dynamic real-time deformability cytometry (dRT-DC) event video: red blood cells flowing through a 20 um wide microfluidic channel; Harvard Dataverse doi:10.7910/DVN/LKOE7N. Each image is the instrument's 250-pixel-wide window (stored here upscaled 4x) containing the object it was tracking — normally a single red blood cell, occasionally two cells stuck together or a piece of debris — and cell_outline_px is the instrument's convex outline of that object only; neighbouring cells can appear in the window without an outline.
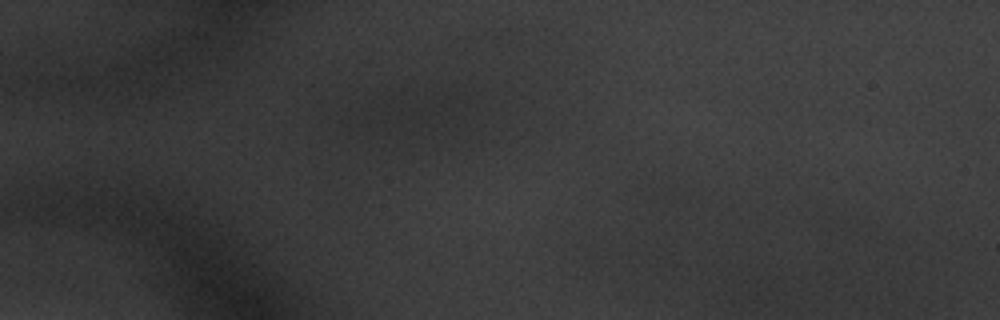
{"species": "common noctule bat (a hibernating species)", "species_latin": "Nyctalus noctula", "temperature_condition": "warm", "stored_images_in_passage": 3, "camera_frame_rate_fps": 3000, "um_per_image_px": 0.085, "animal": {"sex": "male", "body_mass_g": 20.1, "forearm_length_mm": 53.5}, "frame": {"image": 1, "passage_image": 1, "time_ms": 0.0, "image_size_px": [1000, 320], "cell_outline_px": [[776, 280], [764, 300], [724, 300], [712, 296], [728, 268], [740, 264], [756, 264], [776, 276]], "centroid_in_image_um": [63.34, 24.09], "position_along_channel_um": 21.7, "area_um2": 12.48}}